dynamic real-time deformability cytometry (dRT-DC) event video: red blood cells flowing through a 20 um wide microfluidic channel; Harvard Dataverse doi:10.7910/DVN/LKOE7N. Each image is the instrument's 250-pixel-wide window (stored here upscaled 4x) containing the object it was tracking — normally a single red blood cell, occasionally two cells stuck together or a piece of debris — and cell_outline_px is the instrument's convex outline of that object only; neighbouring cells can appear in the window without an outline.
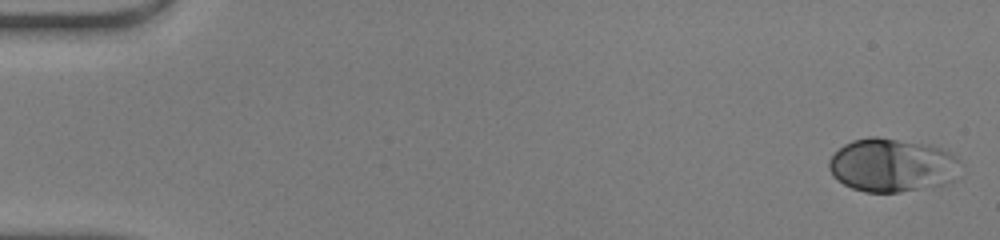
{"species": "human", "species_latin": "Homo sapiens", "temperature_condition": "warm", "stored_images_in_passage": 48, "camera_frame_rate_fps": 3000, "um_per_image_px": 0.085, "donor": {"sex": "male"}, "frame": {"image": 1, "passage_image": 1, "time_ms": 0.0, "image_size_px": [1000, 240], "cell_outline_px": [[964, 164], [952, 180], [948, 184], [900, 192], [864, 192], [852, 188], [836, 180], [832, 176], [828, 168], [828, 160], [844, 144], [852, 140], [868, 136], [876, 136], [932, 144], [956, 156]], "centroid_in_image_um": [75.85, 14.03], "position_along_channel_um": 9.2, "area_um2": 41.67}}
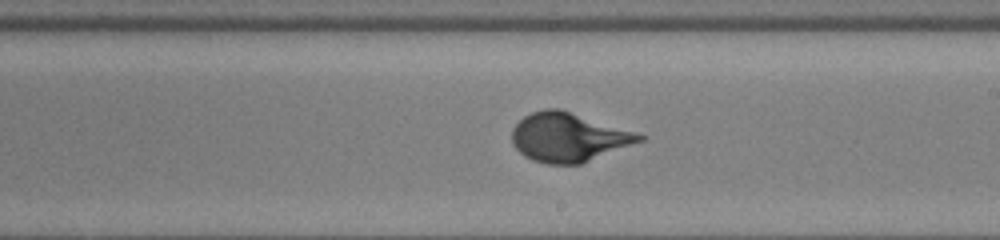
{"frame": {"image": 2, "passage_image": 28, "time_ms": 9.0, "image_size_px": [1000, 240], "cell_outline_px": [[648, 136], [644, 140], [580, 164], [548, 164], [532, 160], [524, 156], [512, 144], [512, 128], [524, 116], [532, 112], [544, 108], [560, 108], [636, 132]], "centroid_in_image_um": [48.31, 11.66], "position_along_channel_um": 240.7, "area_um2": 36.36}}
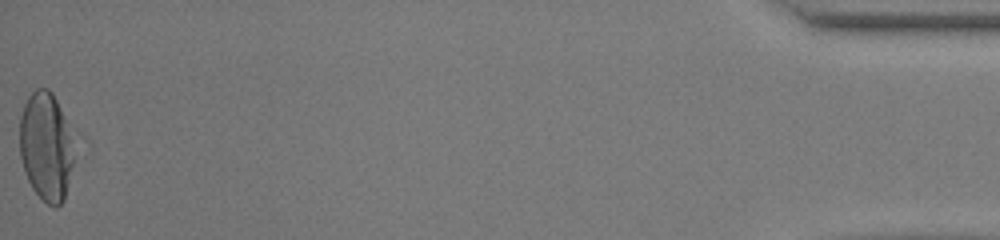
{"frame": {"image": 3, "passage_image": 48, "time_ms": 15.667, "image_size_px": [1000, 240], "cell_outline_px": [[72, 164], [64, 200], [56, 208], [52, 208], [32, 188], [24, 172], [20, 156], [20, 116], [24, 104], [28, 96], [36, 88], [48, 88], [52, 92], [56, 100], [72, 136]], "centroid_in_image_um": [3.88, 12.45], "position_along_channel_um": 431.3, "area_um2": 34.04}, "authors_computed_cell_mechanics": {"area_um2": 35.547, "velocity_mm_per_s": 4.2963, "shape_relaxation_time_tau1_ms": 3.2088, "shape_relaxation_time_tau2_ms": null, "deformation_change_tau1": 0.2028, "deformation_change_tau2": null}}